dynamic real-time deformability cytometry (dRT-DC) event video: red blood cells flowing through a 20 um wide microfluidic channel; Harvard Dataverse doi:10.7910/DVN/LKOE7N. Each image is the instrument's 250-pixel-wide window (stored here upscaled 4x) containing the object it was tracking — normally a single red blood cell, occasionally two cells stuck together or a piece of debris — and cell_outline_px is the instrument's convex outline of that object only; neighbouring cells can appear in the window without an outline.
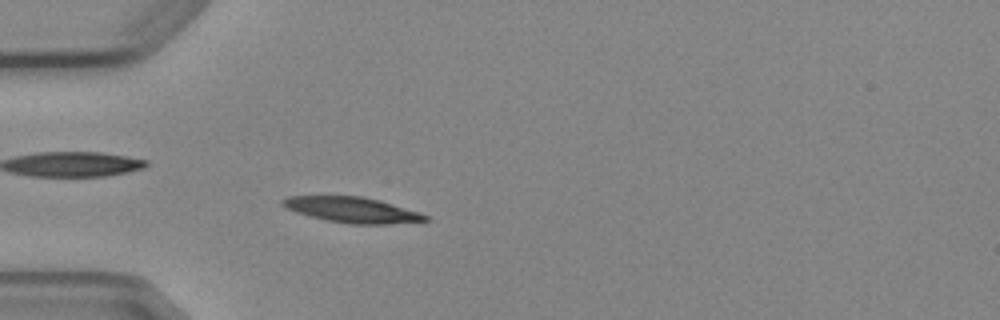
{"species": "Egyptian fruit bat (a non-hibernating species)", "species_latin": "Rousettus aegyptiacus", "temperature_condition": "cold", "stored_images_in_passage": 4, "camera_frame_rate_fps": 3000, "um_per_image_px": 0.085, "animal": {"sex": "female"}, "frame": {"image": 1, "passage_image": 4, "time_ms": 3.667, "image_size_px": [1000, 320], "cell_outline_px": [[428, 220], [388, 224], [348, 224], [328, 220], [296, 212], [284, 208], [280, 204], [280, 200], [288, 196], [364, 196], [380, 200], [420, 212], [428, 216]], "centroid_in_image_um": [29.91, 17.83], "position_along_channel_um": 55.1, "area_um2": 21.21}}